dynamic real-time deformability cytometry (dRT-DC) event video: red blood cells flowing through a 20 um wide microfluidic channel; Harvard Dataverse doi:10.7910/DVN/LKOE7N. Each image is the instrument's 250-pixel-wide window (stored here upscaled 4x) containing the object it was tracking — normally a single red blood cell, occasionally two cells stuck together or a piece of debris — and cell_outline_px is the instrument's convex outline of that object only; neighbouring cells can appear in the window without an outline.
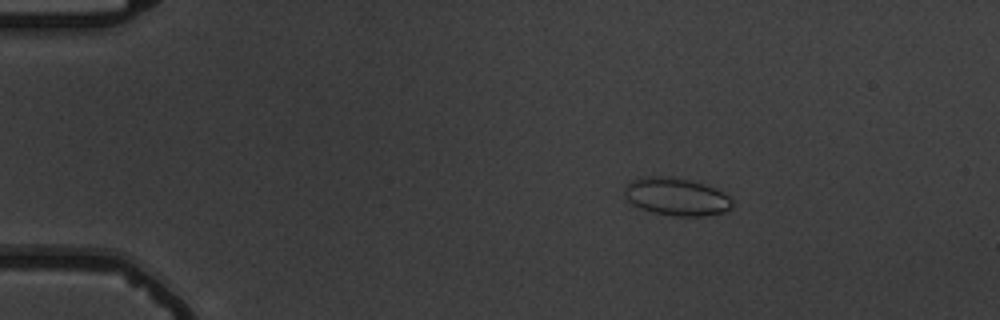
{"species": "common noctule bat (a hibernating species)", "species_latin": "Nyctalus noctula", "temperature_condition": "warm", "stored_images_in_passage": 6, "camera_frame_rate_fps": 3000, "um_per_image_px": 0.085, "animal": {"sex": "male", "body_mass_g": 19.5, "forearm_length_mm": 54.6}, "frame": {"image": 1, "passage_image": 3, "time_ms": 2.333, "image_size_px": [1000, 320], "cell_outline_px": [[732, 208], [724, 212], [700, 216], [672, 216], [652, 212], [640, 208], [632, 204], [624, 196], [624, 188], [632, 180], [652, 176], [656, 176], [688, 180], [704, 184], [716, 188], [732, 196]], "centroid_in_image_um": [57.52, 16.74], "position_along_channel_um": 27.5, "area_um2": 23.58}}
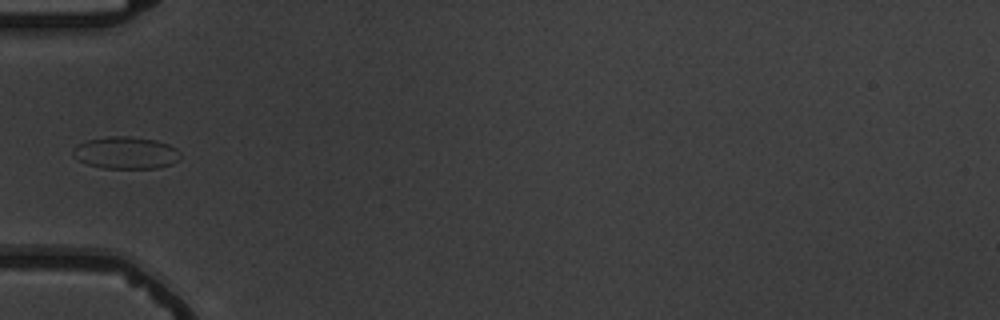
{"frame": {"image": 2, "passage_image": 6, "time_ms": 5.667, "image_size_px": [1000, 320], "cell_outline_px": [[180, 160], [172, 164], [156, 168], [100, 168], [88, 164], [72, 156], [72, 148], [76, 144], [88, 140], [108, 136], [128, 136], [156, 140], [168, 144], [176, 148], [180, 152]], "centroid_in_image_um": [10.69, 12.98], "position_along_channel_um": 74.3, "area_um2": 20.29}}